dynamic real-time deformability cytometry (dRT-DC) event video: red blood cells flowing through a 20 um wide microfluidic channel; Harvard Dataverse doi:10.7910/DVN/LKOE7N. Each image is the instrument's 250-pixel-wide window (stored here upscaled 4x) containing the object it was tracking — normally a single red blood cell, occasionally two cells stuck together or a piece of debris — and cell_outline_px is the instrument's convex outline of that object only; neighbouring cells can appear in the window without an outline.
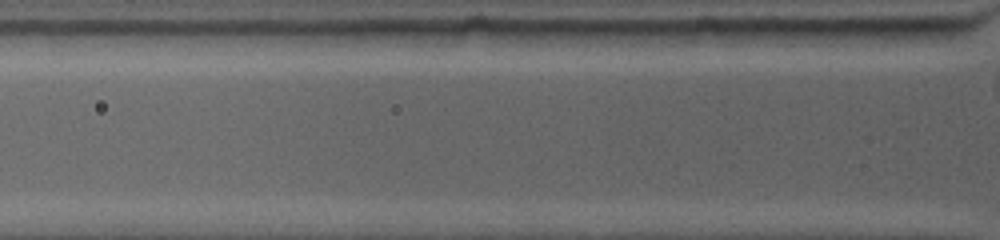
{"species": "common noctule bat (a hibernating species)", "species_latin": "Nyctalus noctula", "temperature_condition": "warm", "stored_images_in_passage": 2, "camera_frame_rate_fps": 4500, "um_per_image_px": 0.085, "animal": {"sex": "female", "body_mass_g": 19.0, "forearm_length_mm": 53.3}, "frame": {"image": 1, "passage_image": 2, "time_ms": 0.222, "image_size_px": [1000, 240], "cell_outline_px": [[832, 28], [824, 40], [812, 44], [688, 44], [684, 36], [684, 32], [696, 28]], "centroid_in_image_um": [64.27, 3.05], "position_along_channel_um": 61.5, "area_um2": 16.07}}